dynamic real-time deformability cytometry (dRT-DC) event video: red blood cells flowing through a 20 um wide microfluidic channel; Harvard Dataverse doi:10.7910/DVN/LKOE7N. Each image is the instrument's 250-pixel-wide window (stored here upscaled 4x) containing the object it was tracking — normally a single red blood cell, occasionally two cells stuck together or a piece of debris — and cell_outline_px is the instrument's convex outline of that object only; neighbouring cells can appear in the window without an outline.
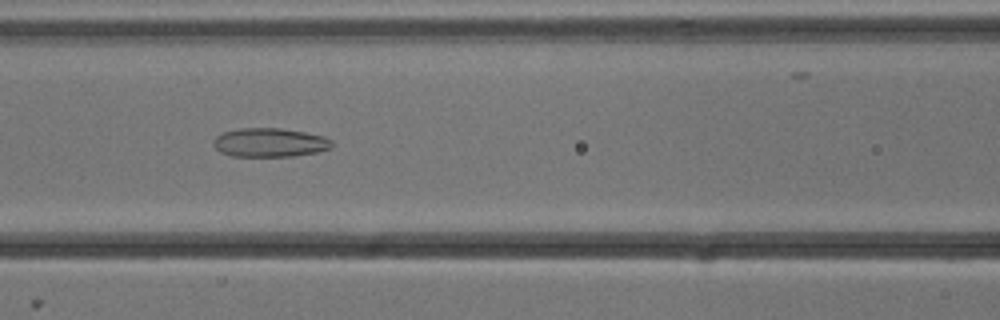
{"species": "common noctule bat (a hibernating species)", "species_latin": "Nyctalus noctula", "temperature_condition": "cold", "stored_images_in_passage": 50, "camera_frame_rate_fps": 3000, "um_per_image_px": 0.085, "animal": {"sex": "male", "body_mass_g": 13.3}, "frame": {"image": 1, "passage_image": 19, "time_ms": 6.0, "image_size_px": [1000, 320], "cell_outline_px": [[332, 148], [316, 152], [292, 156], [232, 156], [220, 152], [212, 144], [212, 140], [216, 136], [224, 132], [240, 128], [280, 128], [304, 132], [324, 136], [332, 140]], "centroid_in_image_um": [22.92, 12.11], "position_along_channel_um": 143.7, "area_um2": 19.94}}
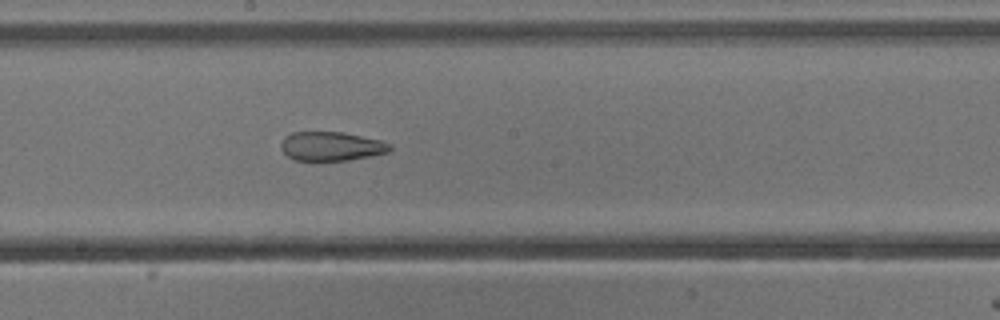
{"frame": {"image": 2, "passage_image": 25, "time_ms": 8.0, "image_size_px": [1000, 320], "cell_outline_px": [[392, 148], [388, 152], [348, 160], [296, 160], [288, 156], [280, 148], [280, 144], [284, 136], [292, 132], [344, 132], [380, 140], [392, 144]], "centroid_in_image_um": [28.15, 12.42], "position_along_channel_um": 220.1, "area_um2": 18.38}}
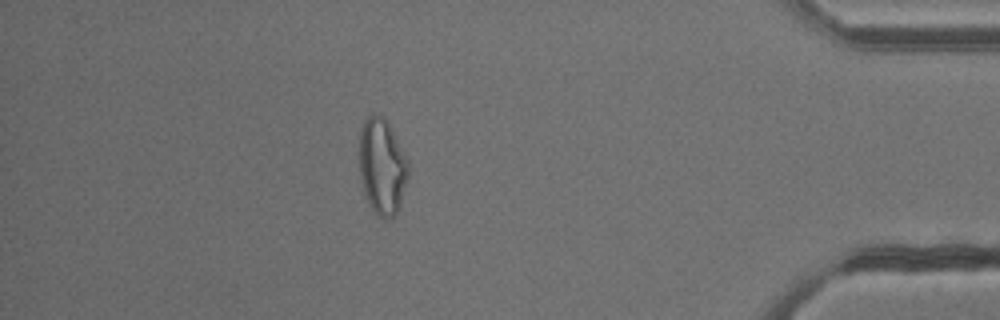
{"frame": {"image": 3, "passage_image": 43, "time_ms": 14.0, "image_size_px": [1000, 320], "cell_outline_px": [[408, 176], [400, 208], [388, 220], [384, 220], [372, 208], [368, 200], [360, 180], [360, 128], [364, 120], [372, 112], [384, 116], [388, 120], [408, 160]], "centroid_in_image_um": [32.49, 14.1], "position_along_channel_um": 402.7, "area_um2": 27.63}}